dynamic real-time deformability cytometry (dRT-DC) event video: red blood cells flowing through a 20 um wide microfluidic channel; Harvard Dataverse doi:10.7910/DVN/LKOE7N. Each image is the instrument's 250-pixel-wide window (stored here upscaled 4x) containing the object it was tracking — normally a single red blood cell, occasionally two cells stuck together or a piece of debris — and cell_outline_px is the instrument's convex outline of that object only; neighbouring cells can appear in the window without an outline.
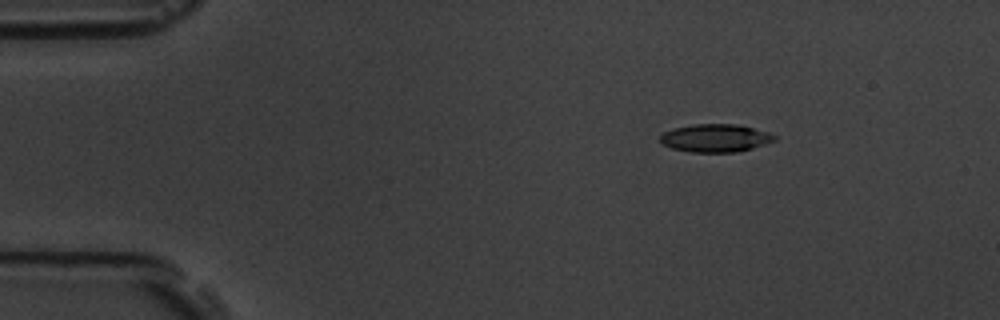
{"species": "common noctule bat (a hibernating species)", "species_latin": "Nyctalus noctula", "temperature_condition": "room temperature", "stored_images_in_passage": 8, "camera_frame_rate_fps": 3000, "um_per_image_px": 0.085, "animal": {"sex": "male", "body_mass_g": 19.5, "forearm_length_mm": 54.6}, "frame": {"image": 1, "passage_image": 3, "time_ms": 2.333, "image_size_px": [1000, 320], "cell_outline_px": [[776, 140], [764, 144], [736, 152], [688, 152], [672, 148], [664, 144], [660, 140], [660, 136], [664, 132], [672, 128], [692, 124], [736, 124], [768, 132], [776, 136]], "centroid_in_image_um": [60.78, 11.73], "position_along_channel_um": 24.2, "area_um2": 18.5}}
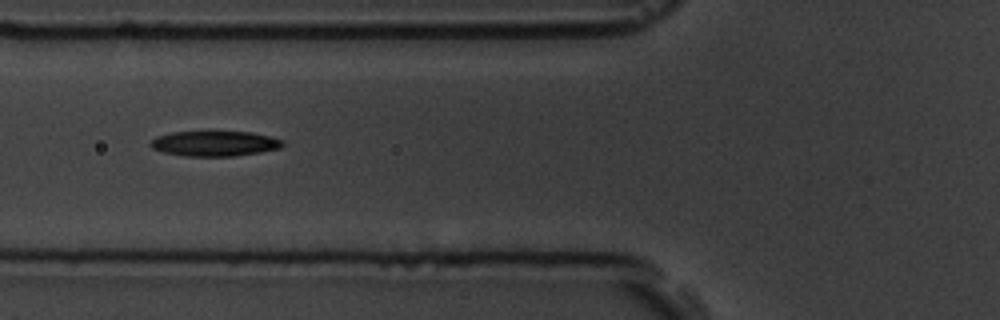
{"frame": {"image": 2, "passage_image": 6, "time_ms": 6.667, "image_size_px": [1000, 320], "cell_outline_px": [[284, 144], [280, 148], [260, 152], [232, 156], [184, 156], [164, 152], [152, 148], [148, 144], [156, 136], [172, 132], [208, 128], [252, 132], [272, 136], [284, 140]], "centroid_in_image_um": [18.24, 12.13], "position_along_channel_um": 107.6, "area_um2": 20.58}}
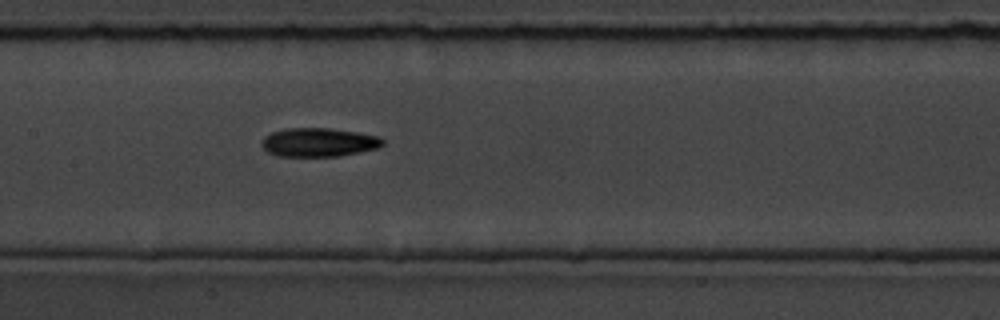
{"frame": {"image": 3, "passage_image": 8, "time_ms": 8.667, "image_size_px": [1000, 320], "cell_outline_px": [[384, 144], [380, 148], [340, 156], [276, 156], [268, 152], [260, 144], [264, 136], [272, 132], [284, 128], [328, 128], [356, 132], [380, 136], [384, 140]], "centroid_in_image_um": [27.1, 12.1], "position_along_channel_um": 180.3, "area_um2": 20.46}}